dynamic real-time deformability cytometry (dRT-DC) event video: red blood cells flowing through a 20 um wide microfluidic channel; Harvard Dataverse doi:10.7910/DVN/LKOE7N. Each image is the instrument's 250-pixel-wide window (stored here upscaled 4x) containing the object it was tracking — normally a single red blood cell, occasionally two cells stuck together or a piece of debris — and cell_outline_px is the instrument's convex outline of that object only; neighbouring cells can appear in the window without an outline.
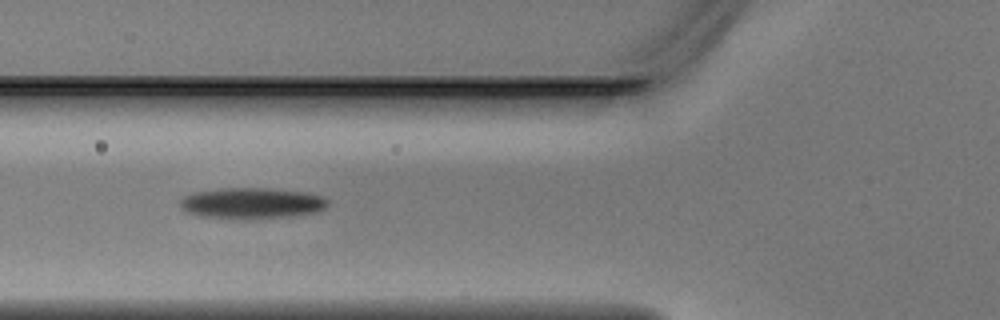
{"species": "Egyptian fruit bat (a non-hibernating species)", "species_latin": "Rousettus aegyptiacus", "temperature_condition": "warm", "stored_images_in_passage": 5, "camera_frame_rate_fps": 3000, "um_per_image_px": 0.085, "animal": {"sex": "male"}, "frame": {"image": 1, "passage_image": 5, "time_ms": 1.333, "image_size_px": [1000, 320], "cell_outline_px": [[328, 204], [324, 208], [316, 212], [284, 216], [248, 220], [200, 216], [188, 212], [180, 204], [180, 200], [184, 196], [196, 192], [224, 188], [264, 188], [308, 192], [320, 196], [328, 200]], "centroid_in_image_um": [21.4, 17.27], "position_along_channel_um": 104.4, "area_um2": 26.47}}